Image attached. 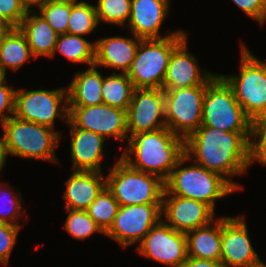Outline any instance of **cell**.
I'll list each match as a JSON object with an SVG mask.
<instances>
[{
	"label": "cell",
	"instance_id": "1",
	"mask_svg": "<svg viewBox=\"0 0 266 267\" xmlns=\"http://www.w3.org/2000/svg\"><path fill=\"white\" fill-rule=\"evenodd\" d=\"M251 132H226L200 126L185 140V155L194 163L220 174L237 191L243 187L233 180L250 167Z\"/></svg>",
	"mask_w": 266,
	"mask_h": 267
},
{
	"label": "cell",
	"instance_id": "2",
	"mask_svg": "<svg viewBox=\"0 0 266 267\" xmlns=\"http://www.w3.org/2000/svg\"><path fill=\"white\" fill-rule=\"evenodd\" d=\"M119 156L131 168L154 174L165 181L185 155V140L167 127L128 138Z\"/></svg>",
	"mask_w": 266,
	"mask_h": 267
},
{
	"label": "cell",
	"instance_id": "3",
	"mask_svg": "<svg viewBox=\"0 0 266 267\" xmlns=\"http://www.w3.org/2000/svg\"><path fill=\"white\" fill-rule=\"evenodd\" d=\"M190 159L184 155L164 181V194L194 199L209 205L214 211L218 199L237 190L220 174L198 165H185ZM183 166V167H182Z\"/></svg>",
	"mask_w": 266,
	"mask_h": 267
},
{
	"label": "cell",
	"instance_id": "4",
	"mask_svg": "<svg viewBox=\"0 0 266 267\" xmlns=\"http://www.w3.org/2000/svg\"><path fill=\"white\" fill-rule=\"evenodd\" d=\"M1 128L8 155L58 164L55 149L63 136L58 130L14 115Z\"/></svg>",
	"mask_w": 266,
	"mask_h": 267
},
{
	"label": "cell",
	"instance_id": "5",
	"mask_svg": "<svg viewBox=\"0 0 266 267\" xmlns=\"http://www.w3.org/2000/svg\"><path fill=\"white\" fill-rule=\"evenodd\" d=\"M240 72L220 74L233 89L237 102L254 122L266 119V63L241 42Z\"/></svg>",
	"mask_w": 266,
	"mask_h": 267
},
{
	"label": "cell",
	"instance_id": "6",
	"mask_svg": "<svg viewBox=\"0 0 266 267\" xmlns=\"http://www.w3.org/2000/svg\"><path fill=\"white\" fill-rule=\"evenodd\" d=\"M107 170L106 187L119 206L162 204L165 186L160 177L135 170L120 157Z\"/></svg>",
	"mask_w": 266,
	"mask_h": 267
},
{
	"label": "cell",
	"instance_id": "7",
	"mask_svg": "<svg viewBox=\"0 0 266 267\" xmlns=\"http://www.w3.org/2000/svg\"><path fill=\"white\" fill-rule=\"evenodd\" d=\"M186 37L188 32L182 30L163 39H142L127 72L134 88L162 89L170 56Z\"/></svg>",
	"mask_w": 266,
	"mask_h": 267
},
{
	"label": "cell",
	"instance_id": "8",
	"mask_svg": "<svg viewBox=\"0 0 266 267\" xmlns=\"http://www.w3.org/2000/svg\"><path fill=\"white\" fill-rule=\"evenodd\" d=\"M253 121L237 102L233 89L216 74L206 85L201 126L226 132H252Z\"/></svg>",
	"mask_w": 266,
	"mask_h": 267
},
{
	"label": "cell",
	"instance_id": "9",
	"mask_svg": "<svg viewBox=\"0 0 266 267\" xmlns=\"http://www.w3.org/2000/svg\"><path fill=\"white\" fill-rule=\"evenodd\" d=\"M14 116L55 129V119L69 121L67 88L24 90L17 88Z\"/></svg>",
	"mask_w": 266,
	"mask_h": 267
},
{
	"label": "cell",
	"instance_id": "10",
	"mask_svg": "<svg viewBox=\"0 0 266 267\" xmlns=\"http://www.w3.org/2000/svg\"><path fill=\"white\" fill-rule=\"evenodd\" d=\"M163 90L166 127L186 140L202 124L206 85Z\"/></svg>",
	"mask_w": 266,
	"mask_h": 267
},
{
	"label": "cell",
	"instance_id": "11",
	"mask_svg": "<svg viewBox=\"0 0 266 267\" xmlns=\"http://www.w3.org/2000/svg\"><path fill=\"white\" fill-rule=\"evenodd\" d=\"M161 219V204L119 206L113 224L104 235L125 249L140 242Z\"/></svg>",
	"mask_w": 266,
	"mask_h": 267
},
{
	"label": "cell",
	"instance_id": "12",
	"mask_svg": "<svg viewBox=\"0 0 266 267\" xmlns=\"http://www.w3.org/2000/svg\"><path fill=\"white\" fill-rule=\"evenodd\" d=\"M140 256L169 267H181L187 260L186 233L176 231L162 219L136 246Z\"/></svg>",
	"mask_w": 266,
	"mask_h": 267
},
{
	"label": "cell",
	"instance_id": "13",
	"mask_svg": "<svg viewBox=\"0 0 266 267\" xmlns=\"http://www.w3.org/2000/svg\"><path fill=\"white\" fill-rule=\"evenodd\" d=\"M244 216H221L220 261L224 267H257L264 263L252 245Z\"/></svg>",
	"mask_w": 266,
	"mask_h": 267
},
{
	"label": "cell",
	"instance_id": "14",
	"mask_svg": "<svg viewBox=\"0 0 266 267\" xmlns=\"http://www.w3.org/2000/svg\"><path fill=\"white\" fill-rule=\"evenodd\" d=\"M69 120L80 129L89 130L116 141L128 140L127 111L106 105L69 106Z\"/></svg>",
	"mask_w": 266,
	"mask_h": 267
},
{
	"label": "cell",
	"instance_id": "15",
	"mask_svg": "<svg viewBox=\"0 0 266 267\" xmlns=\"http://www.w3.org/2000/svg\"><path fill=\"white\" fill-rule=\"evenodd\" d=\"M166 127L163 89H134L127 110L128 138L141 132H153Z\"/></svg>",
	"mask_w": 266,
	"mask_h": 267
},
{
	"label": "cell",
	"instance_id": "16",
	"mask_svg": "<svg viewBox=\"0 0 266 267\" xmlns=\"http://www.w3.org/2000/svg\"><path fill=\"white\" fill-rule=\"evenodd\" d=\"M161 215L168 226L183 233L208 225L216 219L215 211L209 205L171 194H163Z\"/></svg>",
	"mask_w": 266,
	"mask_h": 267
},
{
	"label": "cell",
	"instance_id": "17",
	"mask_svg": "<svg viewBox=\"0 0 266 267\" xmlns=\"http://www.w3.org/2000/svg\"><path fill=\"white\" fill-rule=\"evenodd\" d=\"M186 37L172 52L162 89L188 88L207 83L216 75L199 67L198 59L190 54Z\"/></svg>",
	"mask_w": 266,
	"mask_h": 267
},
{
	"label": "cell",
	"instance_id": "18",
	"mask_svg": "<svg viewBox=\"0 0 266 267\" xmlns=\"http://www.w3.org/2000/svg\"><path fill=\"white\" fill-rule=\"evenodd\" d=\"M171 0H132L129 22L125 28L142 39H163L182 31L160 33L162 24L169 14ZM162 34V35H161Z\"/></svg>",
	"mask_w": 266,
	"mask_h": 267
},
{
	"label": "cell",
	"instance_id": "19",
	"mask_svg": "<svg viewBox=\"0 0 266 267\" xmlns=\"http://www.w3.org/2000/svg\"><path fill=\"white\" fill-rule=\"evenodd\" d=\"M70 159L71 170L102 172L105 158V138L89 130L77 128L70 120ZM105 157V158H104Z\"/></svg>",
	"mask_w": 266,
	"mask_h": 267
},
{
	"label": "cell",
	"instance_id": "20",
	"mask_svg": "<svg viewBox=\"0 0 266 267\" xmlns=\"http://www.w3.org/2000/svg\"><path fill=\"white\" fill-rule=\"evenodd\" d=\"M132 37L110 36L95 40L94 65L117 69L127 73L132 65L137 48L142 38L132 34Z\"/></svg>",
	"mask_w": 266,
	"mask_h": 267
},
{
	"label": "cell",
	"instance_id": "21",
	"mask_svg": "<svg viewBox=\"0 0 266 267\" xmlns=\"http://www.w3.org/2000/svg\"><path fill=\"white\" fill-rule=\"evenodd\" d=\"M65 182L62 199L65 207L73 210H86L106 186L104 173L95 171H74Z\"/></svg>",
	"mask_w": 266,
	"mask_h": 267
},
{
	"label": "cell",
	"instance_id": "22",
	"mask_svg": "<svg viewBox=\"0 0 266 267\" xmlns=\"http://www.w3.org/2000/svg\"><path fill=\"white\" fill-rule=\"evenodd\" d=\"M18 28L25 35L35 59L40 56L52 58L59 35L37 10L27 11Z\"/></svg>",
	"mask_w": 266,
	"mask_h": 267
},
{
	"label": "cell",
	"instance_id": "23",
	"mask_svg": "<svg viewBox=\"0 0 266 267\" xmlns=\"http://www.w3.org/2000/svg\"><path fill=\"white\" fill-rule=\"evenodd\" d=\"M102 74L98 66L76 72L67 88L68 106H95L103 103Z\"/></svg>",
	"mask_w": 266,
	"mask_h": 267
},
{
	"label": "cell",
	"instance_id": "24",
	"mask_svg": "<svg viewBox=\"0 0 266 267\" xmlns=\"http://www.w3.org/2000/svg\"><path fill=\"white\" fill-rule=\"evenodd\" d=\"M187 254L202 260H221V216L186 233Z\"/></svg>",
	"mask_w": 266,
	"mask_h": 267
},
{
	"label": "cell",
	"instance_id": "25",
	"mask_svg": "<svg viewBox=\"0 0 266 267\" xmlns=\"http://www.w3.org/2000/svg\"><path fill=\"white\" fill-rule=\"evenodd\" d=\"M35 59L25 35L18 27L12 28L0 45V73L7 76V69L18 71L25 63Z\"/></svg>",
	"mask_w": 266,
	"mask_h": 267
},
{
	"label": "cell",
	"instance_id": "26",
	"mask_svg": "<svg viewBox=\"0 0 266 267\" xmlns=\"http://www.w3.org/2000/svg\"><path fill=\"white\" fill-rule=\"evenodd\" d=\"M57 52L69 62L92 66L95 61V41L91 42L83 36L74 34H61L58 36L52 57Z\"/></svg>",
	"mask_w": 266,
	"mask_h": 267
},
{
	"label": "cell",
	"instance_id": "27",
	"mask_svg": "<svg viewBox=\"0 0 266 267\" xmlns=\"http://www.w3.org/2000/svg\"><path fill=\"white\" fill-rule=\"evenodd\" d=\"M116 72L102 75L103 103L127 111L135 88L127 73Z\"/></svg>",
	"mask_w": 266,
	"mask_h": 267
},
{
	"label": "cell",
	"instance_id": "28",
	"mask_svg": "<svg viewBox=\"0 0 266 267\" xmlns=\"http://www.w3.org/2000/svg\"><path fill=\"white\" fill-rule=\"evenodd\" d=\"M99 25L95 5L86 1L71 2L67 33L78 36L89 35Z\"/></svg>",
	"mask_w": 266,
	"mask_h": 267
},
{
	"label": "cell",
	"instance_id": "29",
	"mask_svg": "<svg viewBox=\"0 0 266 267\" xmlns=\"http://www.w3.org/2000/svg\"><path fill=\"white\" fill-rule=\"evenodd\" d=\"M118 208V201L105 186L97 195L96 199L88 206L86 212L100 229L106 233L113 224Z\"/></svg>",
	"mask_w": 266,
	"mask_h": 267
},
{
	"label": "cell",
	"instance_id": "30",
	"mask_svg": "<svg viewBox=\"0 0 266 267\" xmlns=\"http://www.w3.org/2000/svg\"><path fill=\"white\" fill-rule=\"evenodd\" d=\"M132 0H97L95 3L100 23L113 24L124 28L129 22Z\"/></svg>",
	"mask_w": 266,
	"mask_h": 267
},
{
	"label": "cell",
	"instance_id": "31",
	"mask_svg": "<svg viewBox=\"0 0 266 267\" xmlns=\"http://www.w3.org/2000/svg\"><path fill=\"white\" fill-rule=\"evenodd\" d=\"M68 212L65 224L66 232L77 240H85L95 233L105 234L86 210H73L65 208Z\"/></svg>",
	"mask_w": 266,
	"mask_h": 267
},
{
	"label": "cell",
	"instance_id": "32",
	"mask_svg": "<svg viewBox=\"0 0 266 267\" xmlns=\"http://www.w3.org/2000/svg\"><path fill=\"white\" fill-rule=\"evenodd\" d=\"M8 183L1 182L0 184V203L4 202V205L0 206V222L8 223L15 226H22L19 223V219L22 216H27L22 212V196L20 189L16 191V195L13 190L15 187H9ZM3 185V186H2ZM8 186V187H7ZM13 190H10L12 189Z\"/></svg>",
	"mask_w": 266,
	"mask_h": 267
},
{
	"label": "cell",
	"instance_id": "33",
	"mask_svg": "<svg viewBox=\"0 0 266 267\" xmlns=\"http://www.w3.org/2000/svg\"><path fill=\"white\" fill-rule=\"evenodd\" d=\"M38 11L58 35L67 33L68 19L71 14L70 1L47 0L38 8Z\"/></svg>",
	"mask_w": 266,
	"mask_h": 267
},
{
	"label": "cell",
	"instance_id": "34",
	"mask_svg": "<svg viewBox=\"0 0 266 267\" xmlns=\"http://www.w3.org/2000/svg\"><path fill=\"white\" fill-rule=\"evenodd\" d=\"M258 162L266 166V119L254 121L250 140V167Z\"/></svg>",
	"mask_w": 266,
	"mask_h": 267
},
{
	"label": "cell",
	"instance_id": "35",
	"mask_svg": "<svg viewBox=\"0 0 266 267\" xmlns=\"http://www.w3.org/2000/svg\"><path fill=\"white\" fill-rule=\"evenodd\" d=\"M21 228L22 226L0 222V263L3 266L9 265V258Z\"/></svg>",
	"mask_w": 266,
	"mask_h": 267
},
{
	"label": "cell",
	"instance_id": "36",
	"mask_svg": "<svg viewBox=\"0 0 266 267\" xmlns=\"http://www.w3.org/2000/svg\"><path fill=\"white\" fill-rule=\"evenodd\" d=\"M27 10L20 0H0V19L13 28L20 25L26 16Z\"/></svg>",
	"mask_w": 266,
	"mask_h": 267
},
{
	"label": "cell",
	"instance_id": "37",
	"mask_svg": "<svg viewBox=\"0 0 266 267\" xmlns=\"http://www.w3.org/2000/svg\"><path fill=\"white\" fill-rule=\"evenodd\" d=\"M6 76L0 78V123L1 125L14 115L16 89L8 85ZM10 114V115H8Z\"/></svg>",
	"mask_w": 266,
	"mask_h": 267
},
{
	"label": "cell",
	"instance_id": "38",
	"mask_svg": "<svg viewBox=\"0 0 266 267\" xmlns=\"http://www.w3.org/2000/svg\"><path fill=\"white\" fill-rule=\"evenodd\" d=\"M245 15L258 22L261 26L266 23V0H232Z\"/></svg>",
	"mask_w": 266,
	"mask_h": 267
},
{
	"label": "cell",
	"instance_id": "39",
	"mask_svg": "<svg viewBox=\"0 0 266 267\" xmlns=\"http://www.w3.org/2000/svg\"><path fill=\"white\" fill-rule=\"evenodd\" d=\"M181 267H224V265L221 261L202 260L188 256Z\"/></svg>",
	"mask_w": 266,
	"mask_h": 267
},
{
	"label": "cell",
	"instance_id": "40",
	"mask_svg": "<svg viewBox=\"0 0 266 267\" xmlns=\"http://www.w3.org/2000/svg\"><path fill=\"white\" fill-rule=\"evenodd\" d=\"M20 1H21V4L26 8L27 11H33V10H36L34 8L38 9L47 0H20Z\"/></svg>",
	"mask_w": 266,
	"mask_h": 267
},
{
	"label": "cell",
	"instance_id": "41",
	"mask_svg": "<svg viewBox=\"0 0 266 267\" xmlns=\"http://www.w3.org/2000/svg\"><path fill=\"white\" fill-rule=\"evenodd\" d=\"M8 154L6 151L5 143H4V138L3 135L0 137V173L3 170V167L6 165V161L8 160Z\"/></svg>",
	"mask_w": 266,
	"mask_h": 267
},
{
	"label": "cell",
	"instance_id": "42",
	"mask_svg": "<svg viewBox=\"0 0 266 267\" xmlns=\"http://www.w3.org/2000/svg\"><path fill=\"white\" fill-rule=\"evenodd\" d=\"M13 27L7 22L0 19V45L3 42L4 37L10 32Z\"/></svg>",
	"mask_w": 266,
	"mask_h": 267
},
{
	"label": "cell",
	"instance_id": "43",
	"mask_svg": "<svg viewBox=\"0 0 266 267\" xmlns=\"http://www.w3.org/2000/svg\"><path fill=\"white\" fill-rule=\"evenodd\" d=\"M54 1H70V2H78V0H54Z\"/></svg>",
	"mask_w": 266,
	"mask_h": 267
},
{
	"label": "cell",
	"instance_id": "44",
	"mask_svg": "<svg viewBox=\"0 0 266 267\" xmlns=\"http://www.w3.org/2000/svg\"><path fill=\"white\" fill-rule=\"evenodd\" d=\"M257 267H266V265H265V263H263V264H261V265H259Z\"/></svg>",
	"mask_w": 266,
	"mask_h": 267
}]
</instances>
